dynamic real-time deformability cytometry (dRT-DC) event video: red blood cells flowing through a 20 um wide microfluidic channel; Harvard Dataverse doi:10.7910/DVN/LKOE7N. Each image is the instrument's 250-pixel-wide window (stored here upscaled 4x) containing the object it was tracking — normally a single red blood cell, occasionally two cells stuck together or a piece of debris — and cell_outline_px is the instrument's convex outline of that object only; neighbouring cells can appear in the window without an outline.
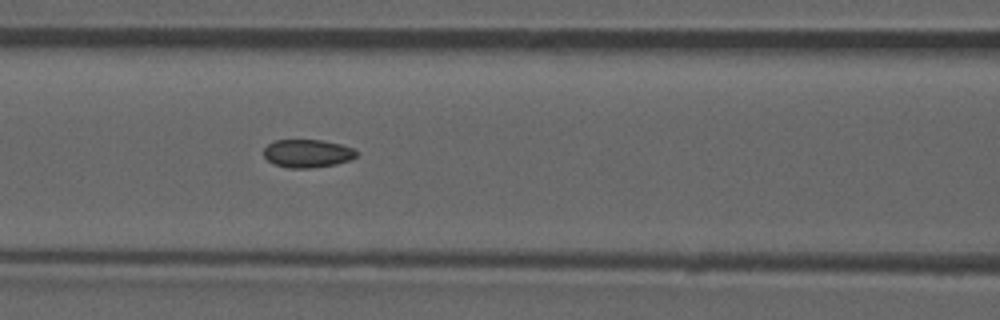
{"species": "common noctule bat (a hibernating species)", "species_latin": "Nyctalus noctula", "temperature_condition": "room temperature", "stored_images_in_passage": 53, "camera_frame_rate_fps": 3000, "um_per_image_px": 0.085, "animal": {"sex": "male", "forearm_length_mm": 52.5}, "frame": {"image": 1, "passage_image": 23, "time_ms": 7.333, "image_size_px": [1000, 320], "cell_outline_px": [[356, 156], [348, 160], [336, 164], [312, 168], [288, 168], [272, 164], [264, 156], [264, 148], [268, 144], [276, 140], [320, 140], [340, 144], [352, 148], [356, 152]], "centroid_in_image_um": [26.09, 13.05], "position_along_channel_um": 140.5, "area_um2": 15.09}, "authors_computed_cell_mechanics": {"area_um2": 15.4904, "velocity_mm_per_s": 3.8922, "shape_relaxation_time_tau1_ms": null, "shape_relaxation_time_tau2_ms": 1.961, "deformation_change_tau1": null, "deformation_change_tau2": 0.0629}}